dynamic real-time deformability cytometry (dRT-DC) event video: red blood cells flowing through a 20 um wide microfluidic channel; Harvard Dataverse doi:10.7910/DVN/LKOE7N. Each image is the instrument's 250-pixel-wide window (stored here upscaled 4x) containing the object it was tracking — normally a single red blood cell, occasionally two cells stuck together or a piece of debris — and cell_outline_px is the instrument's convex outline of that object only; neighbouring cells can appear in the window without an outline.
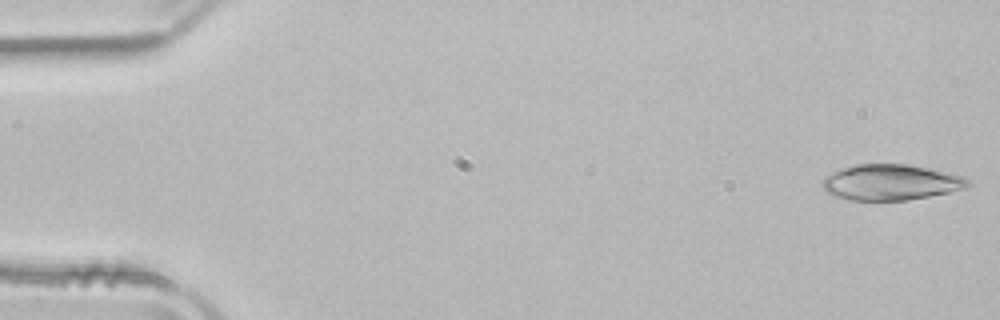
{"species": "common noctule bat (a hibernating species)", "species_latin": "Nyctalus noctula", "temperature_condition": "room temperature", "stored_images_in_passage": 38, "camera_frame_rate_fps": 3000, "um_per_image_px": 0.085, "animal": {"sex": "male", "body_mass_g": 21.5, "forearm_length_mm": 52.0}, "frame": {"image": 1, "passage_image": 1, "time_ms": 0.0, "image_size_px": [1000, 320], "cell_outline_px": [[972, 184], [968, 188], [908, 200], [848, 200], [836, 196], [828, 192], [824, 188], [820, 180], [824, 176], [840, 168], [856, 164], [908, 164], [932, 168], [964, 176]], "centroid_in_image_um": [75.73, 15.48], "position_along_channel_um": 9.3, "area_um2": 30.58}}
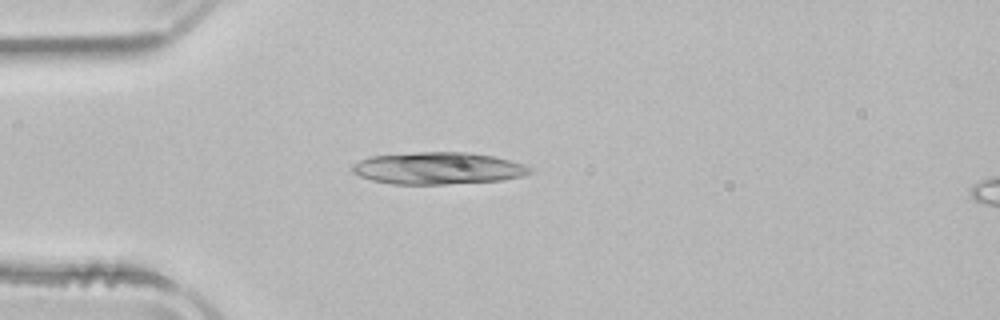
{"frame": {"image": 2, "passage_image": 13, "time_ms": 4.0, "image_size_px": [1000, 320], "cell_outline_px": [[532, 172], [524, 176], [504, 180], [444, 184], [392, 184], [372, 180], [360, 176], [352, 172], [352, 164], [360, 160], [372, 156], [416, 152], [464, 152], [492, 156], [508, 160], [532, 168]], "centroid_in_image_um": [37.21, 14.31], "position_along_channel_um": 47.8, "area_um2": 33.0}}